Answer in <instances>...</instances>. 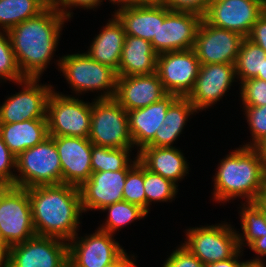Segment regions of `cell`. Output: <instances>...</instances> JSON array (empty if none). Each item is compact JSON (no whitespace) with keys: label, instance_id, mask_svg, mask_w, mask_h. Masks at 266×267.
<instances>
[{"label":"cell","instance_id":"6da1fadb","mask_svg":"<svg viewBox=\"0 0 266 267\" xmlns=\"http://www.w3.org/2000/svg\"><path fill=\"white\" fill-rule=\"evenodd\" d=\"M68 19L52 5L8 31L18 66L25 78L40 79L59 45Z\"/></svg>","mask_w":266,"mask_h":267},{"label":"cell","instance_id":"7a4b0ae2","mask_svg":"<svg viewBox=\"0 0 266 267\" xmlns=\"http://www.w3.org/2000/svg\"><path fill=\"white\" fill-rule=\"evenodd\" d=\"M27 190L36 235L68 242L78 234L83 213L79 187L40 185Z\"/></svg>","mask_w":266,"mask_h":267},{"label":"cell","instance_id":"3957f363","mask_svg":"<svg viewBox=\"0 0 266 267\" xmlns=\"http://www.w3.org/2000/svg\"><path fill=\"white\" fill-rule=\"evenodd\" d=\"M265 165L253 147L239 146L230 151L217 166L212 199L221 204L237 197L255 202L263 189Z\"/></svg>","mask_w":266,"mask_h":267},{"label":"cell","instance_id":"277c9868","mask_svg":"<svg viewBox=\"0 0 266 267\" xmlns=\"http://www.w3.org/2000/svg\"><path fill=\"white\" fill-rule=\"evenodd\" d=\"M56 61L72 93L80 96L82 92L84 95L88 91H101L95 99L114 98L118 74L112 67L95 61L85 52L62 55Z\"/></svg>","mask_w":266,"mask_h":267},{"label":"cell","instance_id":"5b68a950","mask_svg":"<svg viewBox=\"0 0 266 267\" xmlns=\"http://www.w3.org/2000/svg\"><path fill=\"white\" fill-rule=\"evenodd\" d=\"M15 186L30 188L62 184V168L54 140L49 136L16 157Z\"/></svg>","mask_w":266,"mask_h":267},{"label":"cell","instance_id":"8992f818","mask_svg":"<svg viewBox=\"0 0 266 267\" xmlns=\"http://www.w3.org/2000/svg\"><path fill=\"white\" fill-rule=\"evenodd\" d=\"M88 139L97 146L133 148L127 111L114 99H93Z\"/></svg>","mask_w":266,"mask_h":267},{"label":"cell","instance_id":"52a82bcc","mask_svg":"<svg viewBox=\"0 0 266 267\" xmlns=\"http://www.w3.org/2000/svg\"><path fill=\"white\" fill-rule=\"evenodd\" d=\"M232 224L221 222L216 225L189 227L186 229L184 246L205 266L233 257L239 250L237 231Z\"/></svg>","mask_w":266,"mask_h":267},{"label":"cell","instance_id":"ba28073f","mask_svg":"<svg viewBox=\"0 0 266 267\" xmlns=\"http://www.w3.org/2000/svg\"><path fill=\"white\" fill-rule=\"evenodd\" d=\"M49 136H71L88 138L91 124V103L77 96L62 92L49 94L47 100Z\"/></svg>","mask_w":266,"mask_h":267},{"label":"cell","instance_id":"9c48e42d","mask_svg":"<svg viewBox=\"0 0 266 267\" xmlns=\"http://www.w3.org/2000/svg\"><path fill=\"white\" fill-rule=\"evenodd\" d=\"M1 246L8 249L36 235L26 188L8 186L0 195Z\"/></svg>","mask_w":266,"mask_h":267},{"label":"cell","instance_id":"30bf717a","mask_svg":"<svg viewBox=\"0 0 266 267\" xmlns=\"http://www.w3.org/2000/svg\"><path fill=\"white\" fill-rule=\"evenodd\" d=\"M7 267H69L68 242L35 235L7 249Z\"/></svg>","mask_w":266,"mask_h":267},{"label":"cell","instance_id":"8fae6325","mask_svg":"<svg viewBox=\"0 0 266 267\" xmlns=\"http://www.w3.org/2000/svg\"><path fill=\"white\" fill-rule=\"evenodd\" d=\"M201 63L194 49L157 55L156 72L168 94L187 97L194 87Z\"/></svg>","mask_w":266,"mask_h":267},{"label":"cell","instance_id":"7c38bea8","mask_svg":"<svg viewBox=\"0 0 266 267\" xmlns=\"http://www.w3.org/2000/svg\"><path fill=\"white\" fill-rule=\"evenodd\" d=\"M26 78L16 83L22 90L8 96L0 105V123H17L32 119H47V100L54 87ZM39 83V84H38Z\"/></svg>","mask_w":266,"mask_h":267},{"label":"cell","instance_id":"4fadbf2b","mask_svg":"<svg viewBox=\"0 0 266 267\" xmlns=\"http://www.w3.org/2000/svg\"><path fill=\"white\" fill-rule=\"evenodd\" d=\"M265 10L266 0H212L203 19L246 38Z\"/></svg>","mask_w":266,"mask_h":267},{"label":"cell","instance_id":"5bb4252c","mask_svg":"<svg viewBox=\"0 0 266 267\" xmlns=\"http://www.w3.org/2000/svg\"><path fill=\"white\" fill-rule=\"evenodd\" d=\"M114 236L99 229L77 234L68 241L69 267H105L114 262L125 251Z\"/></svg>","mask_w":266,"mask_h":267},{"label":"cell","instance_id":"9a60e30c","mask_svg":"<svg viewBox=\"0 0 266 267\" xmlns=\"http://www.w3.org/2000/svg\"><path fill=\"white\" fill-rule=\"evenodd\" d=\"M244 38L236 32L214 27L202 19L193 49L201 65L235 64Z\"/></svg>","mask_w":266,"mask_h":267},{"label":"cell","instance_id":"2e32d148","mask_svg":"<svg viewBox=\"0 0 266 267\" xmlns=\"http://www.w3.org/2000/svg\"><path fill=\"white\" fill-rule=\"evenodd\" d=\"M236 79L235 64L201 65L187 98L198 112L209 109L229 92Z\"/></svg>","mask_w":266,"mask_h":267},{"label":"cell","instance_id":"e0dca14e","mask_svg":"<svg viewBox=\"0 0 266 267\" xmlns=\"http://www.w3.org/2000/svg\"><path fill=\"white\" fill-rule=\"evenodd\" d=\"M202 19L194 13L170 11L164 21L159 22L157 39L151 41L153 50L160 54L192 49Z\"/></svg>","mask_w":266,"mask_h":267},{"label":"cell","instance_id":"ac0fdd59","mask_svg":"<svg viewBox=\"0 0 266 267\" xmlns=\"http://www.w3.org/2000/svg\"><path fill=\"white\" fill-rule=\"evenodd\" d=\"M57 147L62 168V184L80 187L92 172V142L88 138L50 136Z\"/></svg>","mask_w":266,"mask_h":267},{"label":"cell","instance_id":"d6986e66","mask_svg":"<svg viewBox=\"0 0 266 267\" xmlns=\"http://www.w3.org/2000/svg\"><path fill=\"white\" fill-rule=\"evenodd\" d=\"M128 170L92 173L80 187L83 213L102 210L108 205L124 200L123 188Z\"/></svg>","mask_w":266,"mask_h":267},{"label":"cell","instance_id":"ffe728a7","mask_svg":"<svg viewBox=\"0 0 266 267\" xmlns=\"http://www.w3.org/2000/svg\"><path fill=\"white\" fill-rule=\"evenodd\" d=\"M168 93L157 72L118 77L114 99L126 110H135L160 101Z\"/></svg>","mask_w":266,"mask_h":267},{"label":"cell","instance_id":"44dd1931","mask_svg":"<svg viewBox=\"0 0 266 267\" xmlns=\"http://www.w3.org/2000/svg\"><path fill=\"white\" fill-rule=\"evenodd\" d=\"M113 12L122 23L126 36H135L151 42L157 39L159 22L170 10L165 5L116 4Z\"/></svg>","mask_w":266,"mask_h":267},{"label":"cell","instance_id":"7402d4cb","mask_svg":"<svg viewBox=\"0 0 266 267\" xmlns=\"http://www.w3.org/2000/svg\"><path fill=\"white\" fill-rule=\"evenodd\" d=\"M178 98L177 95L167 94L160 101L147 107L127 111L129 132L137 152L146 147L162 125L170 105Z\"/></svg>","mask_w":266,"mask_h":267},{"label":"cell","instance_id":"603a6c76","mask_svg":"<svg viewBox=\"0 0 266 267\" xmlns=\"http://www.w3.org/2000/svg\"><path fill=\"white\" fill-rule=\"evenodd\" d=\"M138 161L149 171L159 174L178 186V181L189 174L188 160L174 147L146 146L136 153Z\"/></svg>","mask_w":266,"mask_h":267},{"label":"cell","instance_id":"cb8c5ba5","mask_svg":"<svg viewBox=\"0 0 266 267\" xmlns=\"http://www.w3.org/2000/svg\"><path fill=\"white\" fill-rule=\"evenodd\" d=\"M109 19L99 34L93 38L85 53L95 61L112 67L118 74L126 33L122 23L114 14Z\"/></svg>","mask_w":266,"mask_h":267},{"label":"cell","instance_id":"d4e9b609","mask_svg":"<svg viewBox=\"0 0 266 267\" xmlns=\"http://www.w3.org/2000/svg\"><path fill=\"white\" fill-rule=\"evenodd\" d=\"M0 135L10 152L18 157L23 151L43 142L48 133L47 119L0 123Z\"/></svg>","mask_w":266,"mask_h":267},{"label":"cell","instance_id":"484cf974","mask_svg":"<svg viewBox=\"0 0 266 267\" xmlns=\"http://www.w3.org/2000/svg\"><path fill=\"white\" fill-rule=\"evenodd\" d=\"M157 55L151 42L135 36H126L118 77L155 73Z\"/></svg>","mask_w":266,"mask_h":267},{"label":"cell","instance_id":"4316f807","mask_svg":"<svg viewBox=\"0 0 266 267\" xmlns=\"http://www.w3.org/2000/svg\"><path fill=\"white\" fill-rule=\"evenodd\" d=\"M196 113L198 111L187 97H178L168 108L162 125L147 146L173 147L174 142L182 134L188 118Z\"/></svg>","mask_w":266,"mask_h":267},{"label":"cell","instance_id":"83f0119b","mask_svg":"<svg viewBox=\"0 0 266 267\" xmlns=\"http://www.w3.org/2000/svg\"><path fill=\"white\" fill-rule=\"evenodd\" d=\"M48 4L43 0H0V30L9 31L37 16Z\"/></svg>","mask_w":266,"mask_h":267},{"label":"cell","instance_id":"f1b7e54d","mask_svg":"<svg viewBox=\"0 0 266 267\" xmlns=\"http://www.w3.org/2000/svg\"><path fill=\"white\" fill-rule=\"evenodd\" d=\"M132 148H109L92 144V172L129 170L137 161L131 158ZM130 156V157H129Z\"/></svg>","mask_w":266,"mask_h":267},{"label":"cell","instance_id":"f546056e","mask_svg":"<svg viewBox=\"0 0 266 267\" xmlns=\"http://www.w3.org/2000/svg\"><path fill=\"white\" fill-rule=\"evenodd\" d=\"M238 208H240V225L243 233L237 231V237L239 247L243 251L244 246L249 247L256 239L266 234V221L264 212L256 202H244Z\"/></svg>","mask_w":266,"mask_h":267},{"label":"cell","instance_id":"4dcf8cb0","mask_svg":"<svg viewBox=\"0 0 266 267\" xmlns=\"http://www.w3.org/2000/svg\"><path fill=\"white\" fill-rule=\"evenodd\" d=\"M100 211L108 213L105 219L106 222L104 221L103 224H100L101 226H98V229L112 235L126 225H129V223L131 224L135 220L143 219L148 215L141 207L124 200L108 205Z\"/></svg>","mask_w":266,"mask_h":267},{"label":"cell","instance_id":"1f68e13d","mask_svg":"<svg viewBox=\"0 0 266 267\" xmlns=\"http://www.w3.org/2000/svg\"><path fill=\"white\" fill-rule=\"evenodd\" d=\"M265 58L266 52L260 46L247 37L244 38L235 62L237 80L241 83L262 73Z\"/></svg>","mask_w":266,"mask_h":267},{"label":"cell","instance_id":"d6a6232c","mask_svg":"<svg viewBox=\"0 0 266 267\" xmlns=\"http://www.w3.org/2000/svg\"><path fill=\"white\" fill-rule=\"evenodd\" d=\"M144 191L146 196V212L154 202H171L178 194V186L159 174L144 167Z\"/></svg>","mask_w":266,"mask_h":267},{"label":"cell","instance_id":"836d02e7","mask_svg":"<svg viewBox=\"0 0 266 267\" xmlns=\"http://www.w3.org/2000/svg\"><path fill=\"white\" fill-rule=\"evenodd\" d=\"M26 79L16 60L7 31L0 30V83L12 81L14 84Z\"/></svg>","mask_w":266,"mask_h":267},{"label":"cell","instance_id":"e575fe53","mask_svg":"<svg viewBox=\"0 0 266 267\" xmlns=\"http://www.w3.org/2000/svg\"><path fill=\"white\" fill-rule=\"evenodd\" d=\"M123 199L146 211V196L144 191V166L137 161L127 172L123 188Z\"/></svg>","mask_w":266,"mask_h":267},{"label":"cell","instance_id":"d590c367","mask_svg":"<svg viewBox=\"0 0 266 267\" xmlns=\"http://www.w3.org/2000/svg\"><path fill=\"white\" fill-rule=\"evenodd\" d=\"M247 120L251 140L243 146L253 147L261 138L266 136V105L264 106H243Z\"/></svg>","mask_w":266,"mask_h":267},{"label":"cell","instance_id":"8d00e7d4","mask_svg":"<svg viewBox=\"0 0 266 267\" xmlns=\"http://www.w3.org/2000/svg\"><path fill=\"white\" fill-rule=\"evenodd\" d=\"M240 85V97L243 106L266 105V81L259 78H251Z\"/></svg>","mask_w":266,"mask_h":267},{"label":"cell","instance_id":"74e56055","mask_svg":"<svg viewBox=\"0 0 266 267\" xmlns=\"http://www.w3.org/2000/svg\"><path fill=\"white\" fill-rule=\"evenodd\" d=\"M16 174V156L10 152L0 135V184L15 186Z\"/></svg>","mask_w":266,"mask_h":267},{"label":"cell","instance_id":"f35d334b","mask_svg":"<svg viewBox=\"0 0 266 267\" xmlns=\"http://www.w3.org/2000/svg\"><path fill=\"white\" fill-rule=\"evenodd\" d=\"M163 262L162 267H205V265L184 246L176 247Z\"/></svg>","mask_w":266,"mask_h":267},{"label":"cell","instance_id":"ab89813d","mask_svg":"<svg viewBox=\"0 0 266 267\" xmlns=\"http://www.w3.org/2000/svg\"><path fill=\"white\" fill-rule=\"evenodd\" d=\"M212 0H166L165 6L170 11L190 12L204 16Z\"/></svg>","mask_w":266,"mask_h":267},{"label":"cell","instance_id":"60d3db41","mask_svg":"<svg viewBox=\"0 0 266 267\" xmlns=\"http://www.w3.org/2000/svg\"><path fill=\"white\" fill-rule=\"evenodd\" d=\"M105 0H57L52 6L56 8L63 16H65L68 21L73 16L71 8H84L85 9H95L97 6H101ZM107 1V0H106Z\"/></svg>","mask_w":266,"mask_h":267},{"label":"cell","instance_id":"b9f144b4","mask_svg":"<svg viewBox=\"0 0 266 267\" xmlns=\"http://www.w3.org/2000/svg\"><path fill=\"white\" fill-rule=\"evenodd\" d=\"M247 38L266 52V10L252 26Z\"/></svg>","mask_w":266,"mask_h":267},{"label":"cell","instance_id":"7bdbcfd3","mask_svg":"<svg viewBox=\"0 0 266 267\" xmlns=\"http://www.w3.org/2000/svg\"><path fill=\"white\" fill-rule=\"evenodd\" d=\"M137 256L131 254L128 255L126 250L111 264L106 265L105 267H136L135 264ZM135 260V261H134Z\"/></svg>","mask_w":266,"mask_h":267},{"label":"cell","instance_id":"ee69618b","mask_svg":"<svg viewBox=\"0 0 266 267\" xmlns=\"http://www.w3.org/2000/svg\"><path fill=\"white\" fill-rule=\"evenodd\" d=\"M243 252L240 249L233 257L218 261L215 263H211L206 265L205 267H241L242 261H240V257H242Z\"/></svg>","mask_w":266,"mask_h":267},{"label":"cell","instance_id":"f6af8a7d","mask_svg":"<svg viewBox=\"0 0 266 267\" xmlns=\"http://www.w3.org/2000/svg\"><path fill=\"white\" fill-rule=\"evenodd\" d=\"M249 248L255 252L257 255L253 260H265L264 256H266V234L259 239H256Z\"/></svg>","mask_w":266,"mask_h":267},{"label":"cell","instance_id":"bcb514c9","mask_svg":"<svg viewBox=\"0 0 266 267\" xmlns=\"http://www.w3.org/2000/svg\"><path fill=\"white\" fill-rule=\"evenodd\" d=\"M166 0H124L126 5H164Z\"/></svg>","mask_w":266,"mask_h":267},{"label":"cell","instance_id":"7dc6e473","mask_svg":"<svg viewBox=\"0 0 266 267\" xmlns=\"http://www.w3.org/2000/svg\"><path fill=\"white\" fill-rule=\"evenodd\" d=\"M253 148L256 150L258 155L262 158V160L266 163V136L261 138Z\"/></svg>","mask_w":266,"mask_h":267},{"label":"cell","instance_id":"c3c4849f","mask_svg":"<svg viewBox=\"0 0 266 267\" xmlns=\"http://www.w3.org/2000/svg\"><path fill=\"white\" fill-rule=\"evenodd\" d=\"M265 260H247L242 261L241 267H266Z\"/></svg>","mask_w":266,"mask_h":267},{"label":"cell","instance_id":"681fc988","mask_svg":"<svg viewBox=\"0 0 266 267\" xmlns=\"http://www.w3.org/2000/svg\"><path fill=\"white\" fill-rule=\"evenodd\" d=\"M256 204L266 213V191L264 189L258 194L257 199L255 200Z\"/></svg>","mask_w":266,"mask_h":267},{"label":"cell","instance_id":"f907efd6","mask_svg":"<svg viewBox=\"0 0 266 267\" xmlns=\"http://www.w3.org/2000/svg\"><path fill=\"white\" fill-rule=\"evenodd\" d=\"M0 267H7V249L0 246Z\"/></svg>","mask_w":266,"mask_h":267},{"label":"cell","instance_id":"816d5d0a","mask_svg":"<svg viewBox=\"0 0 266 267\" xmlns=\"http://www.w3.org/2000/svg\"><path fill=\"white\" fill-rule=\"evenodd\" d=\"M255 78H259L266 81V58L263 61L262 73H258Z\"/></svg>","mask_w":266,"mask_h":267},{"label":"cell","instance_id":"f5cc1de1","mask_svg":"<svg viewBox=\"0 0 266 267\" xmlns=\"http://www.w3.org/2000/svg\"><path fill=\"white\" fill-rule=\"evenodd\" d=\"M7 185L0 184V195L7 188ZM0 246H1V231H0Z\"/></svg>","mask_w":266,"mask_h":267},{"label":"cell","instance_id":"db71d44e","mask_svg":"<svg viewBox=\"0 0 266 267\" xmlns=\"http://www.w3.org/2000/svg\"><path fill=\"white\" fill-rule=\"evenodd\" d=\"M111 4L115 5L116 4H124V0H109Z\"/></svg>","mask_w":266,"mask_h":267},{"label":"cell","instance_id":"11a10c76","mask_svg":"<svg viewBox=\"0 0 266 267\" xmlns=\"http://www.w3.org/2000/svg\"><path fill=\"white\" fill-rule=\"evenodd\" d=\"M263 189L266 191V165H265V169H264Z\"/></svg>","mask_w":266,"mask_h":267},{"label":"cell","instance_id":"9f6ffc18","mask_svg":"<svg viewBox=\"0 0 266 267\" xmlns=\"http://www.w3.org/2000/svg\"><path fill=\"white\" fill-rule=\"evenodd\" d=\"M46 2L48 5H53L57 0H43Z\"/></svg>","mask_w":266,"mask_h":267}]
</instances>
